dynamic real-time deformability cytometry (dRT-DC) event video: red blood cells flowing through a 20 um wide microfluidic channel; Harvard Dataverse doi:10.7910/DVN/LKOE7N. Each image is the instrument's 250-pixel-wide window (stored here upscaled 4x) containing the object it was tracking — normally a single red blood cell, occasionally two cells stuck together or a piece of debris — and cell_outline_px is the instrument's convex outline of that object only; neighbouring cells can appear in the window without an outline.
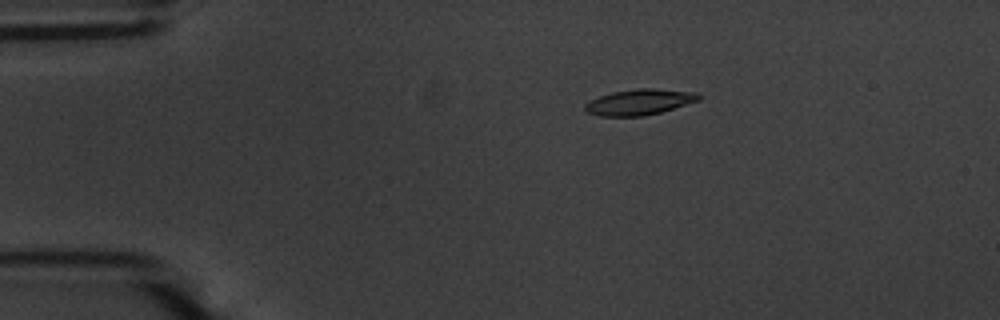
{"species": "common noctule bat (a hibernating species)", "species_latin": "Nyctalus noctula", "temperature_condition": "warm", "stored_images_in_passage": 55, "camera_frame_rate_fps": 3000, "um_per_image_px": 0.085, "animal": {"sex": "male", "body_mass_g": 20.1, "forearm_length_mm": 53.5}, "frame": {"image": 1, "passage_image": 11, "time_ms": 3.333, "image_size_px": [1000, 320], "cell_outline_px": [[700, 100], [660, 112], [640, 116], [600, 116], [588, 112], [584, 108], [584, 104], [600, 96], [612, 92], [636, 88], [656, 88], [696, 92], [700, 96]], "centroid_in_image_um": [54.36, 8.66], "position_along_channel_um": 30.6, "area_um2": 16.94}}
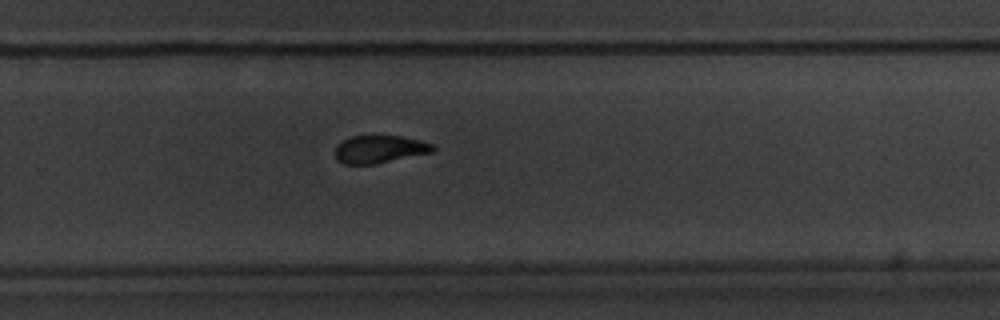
{"frame": {"image": 2, "passage_image": 37, "time_ms": 12.0, "image_size_px": [1000, 320], "cell_outline_px": [[436, 148], [432, 152], [376, 164], [344, 164], [336, 160], [336, 144], [352, 136], [400, 136], [420, 140], [432, 144]], "centroid_in_image_um": [32.26, 12.69], "position_along_channel_um": 297.5, "area_um2": 15.72}}
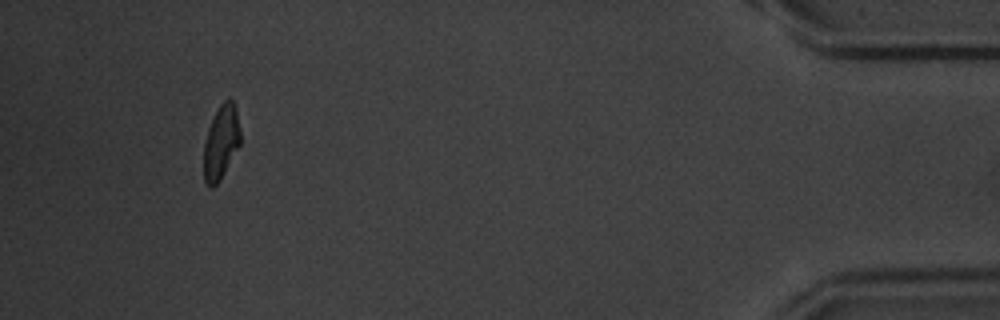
{"frame": {"image": 3, "passage_image": 52, "time_ms": 17.0, "image_size_px": [1000, 320], "cell_outline_px": [[240, 144], [220, 180], [212, 188], [208, 188], [204, 180], [204, 144], [208, 128], [220, 104], [228, 96], [232, 100], [236, 108], [240, 132]], "centroid_in_image_um": [18.78, 12.09], "position_along_channel_um": 416.4, "area_um2": 15.72}, "authors_computed_cell_mechanics": {"area_um2": 16.8198, "velocity_mm_per_s": 3.6941, "shape_relaxation_time_tau1_ms": 2.7077, "shape_relaxation_time_tau2_ms": 2.6781, "deformation_change_tau1": 0.1795, "deformation_change_tau2": 0.0981}}